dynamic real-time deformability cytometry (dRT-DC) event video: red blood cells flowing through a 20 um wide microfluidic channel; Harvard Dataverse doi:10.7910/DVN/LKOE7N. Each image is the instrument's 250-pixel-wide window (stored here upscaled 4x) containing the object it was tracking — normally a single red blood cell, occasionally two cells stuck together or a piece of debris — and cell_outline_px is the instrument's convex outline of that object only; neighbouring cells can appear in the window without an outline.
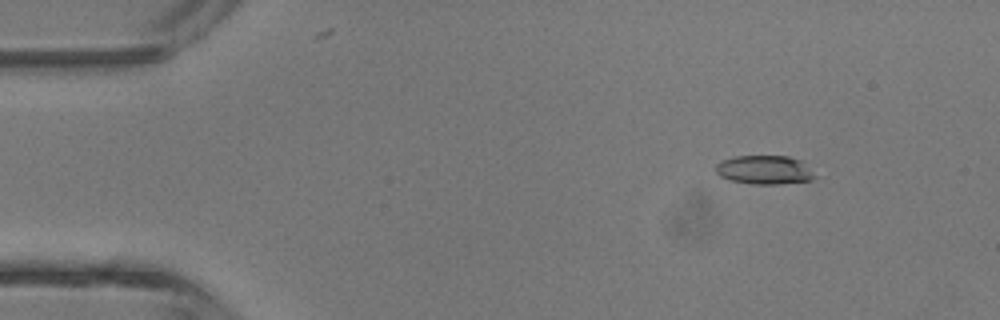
{"species": "common noctule bat (a hibernating species)", "species_latin": "Nyctalus noctula", "temperature_condition": "room temperature", "stored_images_in_passage": 5, "camera_frame_rate_fps": 3000, "um_per_image_px": 0.085, "animal": {"sex": "male", "body_mass_g": 13.3}, "frame": {"image": 1, "passage_image": 2, "time_ms": 1.0, "image_size_px": [1000, 320], "cell_outline_px": [[820, 176], [812, 180], [780, 184], [752, 184], [728, 180], [720, 176], [716, 172], [716, 164], [724, 160], [736, 156], [788, 156], [800, 160]], "centroid_in_image_um": [65.03, 14.45], "position_along_channel_um": 20.0, "area_um2": 16.82}}